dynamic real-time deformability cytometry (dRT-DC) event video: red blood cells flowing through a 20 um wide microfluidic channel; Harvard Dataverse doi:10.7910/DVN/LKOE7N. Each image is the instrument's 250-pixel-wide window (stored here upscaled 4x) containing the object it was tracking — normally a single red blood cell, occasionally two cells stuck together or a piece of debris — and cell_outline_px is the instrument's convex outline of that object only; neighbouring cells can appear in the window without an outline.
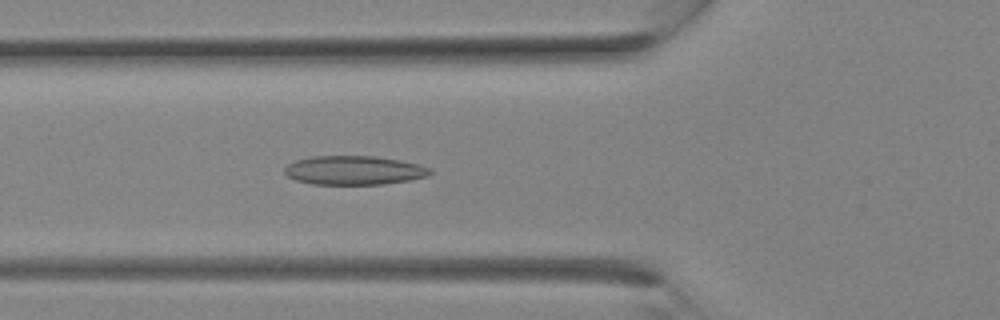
{"species": "Egyptian fruit bat (a non-hibernating species)", "species_latin": "Rousettus aegyptiacus", "temperature_condition": "room temperature", "stored_images_in_passage": 10, "camera_frame_rate_fps": 3000, "um_per_image_px": 0.085, "animal": {"sex": "female"}, "frame": {"image": 1, "passage_image": 10, "time_ms": 3.0, "image_size_px": [1000, 320], "cell_outline_px": [[432, 172], [428, 176], [412, 180], [384, 184], [312, 184], [296, 180], [288, 176], [284, 172], [284, 168], [288, 164], [296, 160], [312, 156], [376, 156], [400, 160], [420, 164], [432, 168]], "centroid_in_image_um": [30.14, 14.47], "position_along_channel_um": 95.7, "area_um2": 24.74}}